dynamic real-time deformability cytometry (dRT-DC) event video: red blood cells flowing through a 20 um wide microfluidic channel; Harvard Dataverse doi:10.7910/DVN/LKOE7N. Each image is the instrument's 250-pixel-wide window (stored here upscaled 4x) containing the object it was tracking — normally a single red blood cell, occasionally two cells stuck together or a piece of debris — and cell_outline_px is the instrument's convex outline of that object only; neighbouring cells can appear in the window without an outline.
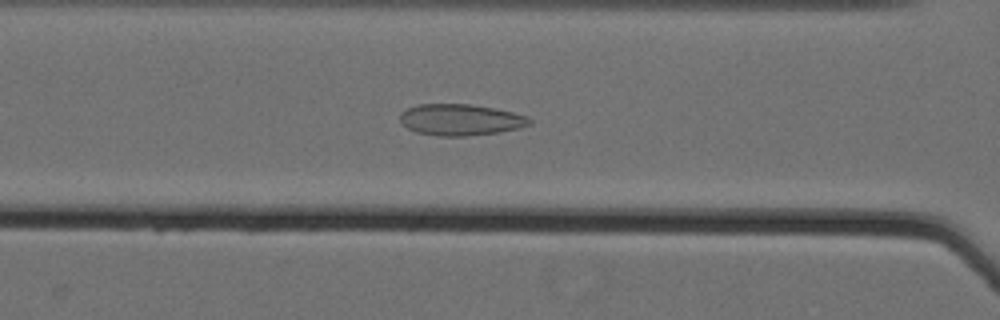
{"species": "Egyptian fruit bat (a non-hibernating species)", "species_latin": "Rousettus aegyptiacus", "temperature_condition": "cold", "stored_images_in_passage": 61, "camera_frame_rate_fps": 3000, "um_per_image_px": 0.085, "animal": {"sex": "female"}, "frame": {"image": 1, "passage_image": 30, "time_ms": 9.667, "image_size_px": [1000, 320], "cell_outline_px": [[532, 124], [520, 128], [500, 132], [464, 136], [440, 136], [416, 132], [400, 124], [400, 112], [408, 108], [420, 104], [472, 104], [512, 112], [528, 116], [532, 120]], "centroid_in_image_um": [39.15, 10.18], "position_along_channel_um": 127.5, "area_um2": 23.76}}
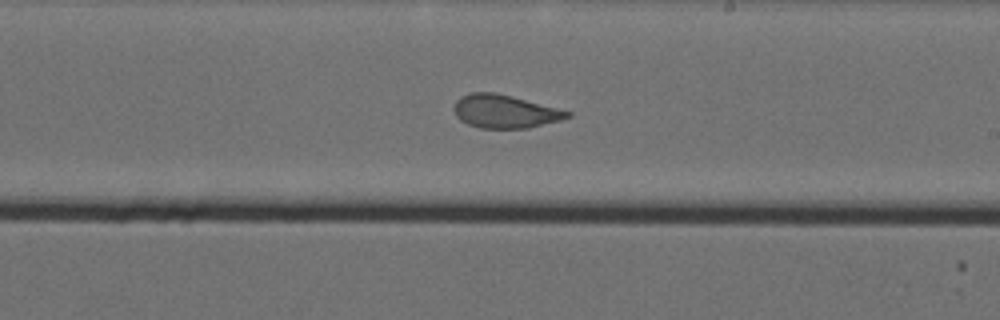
{"frame": {"image": 2, "passage_image": 40, "time_ms": 13.0, "image_size_px": [1000, 320], "cell_outline_px": [[572, 116], [560, 120], [528, 128], [480, 128], [468, 124], [460, 120], [456, 116], [452, 108], [456, 100], [460, 96], [472, 92], [492, 92], [512, 96], [572, 112]], "centroid_in_image_um": [42.88, 9.47], "position_along_channel_um": 246.1, "area_um2": 21.96}}
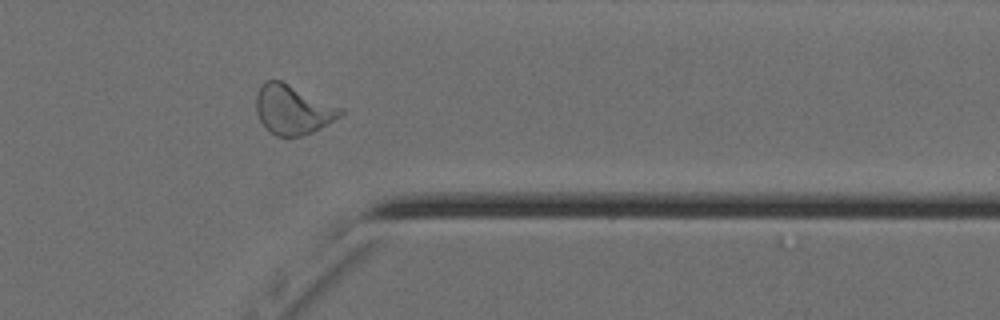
{"frame": {"image": 3, "passage_image": 52, "time_ms": 17.0, "image_size_px": [1000, 320], "cell_outline_px": [[344, 112], [340, 116], [328, 124], [312, 132], [300, 136], [276, 136], [268, 132], [264, 128], [256, 112], [256, 96], [260, 88], [268, 80], [280, 80], [344, 108]], "centroid_in_image_um": [24.9, 9.33], "position_along_channel_um": 386.5, "area_um2": 24.22}, "authors_computed_cell_mechanics": {"area_um2": 25.0274, "velocity_mm_per_s": 3.5577, "shape_relaxation_time_tau1_ms": 9.5172, "shape_relaxation_time_tau2_ms": 1.1579, "deformation_change_tau1": 0.2031, "deformation_change_tau2": 0.0844}}